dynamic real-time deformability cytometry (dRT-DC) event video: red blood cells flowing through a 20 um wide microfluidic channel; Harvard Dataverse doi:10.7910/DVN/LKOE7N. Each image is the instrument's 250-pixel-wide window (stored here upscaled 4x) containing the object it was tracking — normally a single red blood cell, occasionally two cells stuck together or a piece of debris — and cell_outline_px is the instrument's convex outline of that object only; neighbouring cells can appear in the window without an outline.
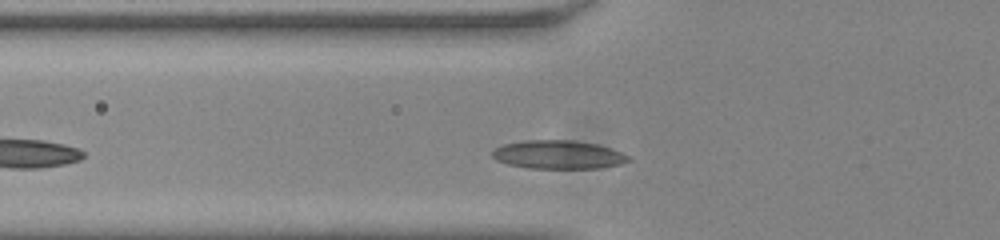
{"species": "common noctule bat (a hibernating species)", "species_latin": "Nyctalus noctula", "temperature_condition": "room temperature", "stored_images_in_passage": 32, "camera_frame_rate_fps": 3000, "um_per_image_px": 0.085, "animal": {"sex": "male", "body_mass_g": 20.0, "forearm_length_mm": 53.3}, "frame": {"image": 1, "passage_image": 6, "time_ms": 1.667, "image_size_px": [1000, 240], "cell_outline_px": [[632, 160], [624, 164], [600, 168], [528, 168], [508, 164], [496, 160], [492, 156], [492, 152], [496, 148], [504, 144], [524, 140], [572, 140], [596, 144], [612, 148], [628, 156]], "centroid_in_image_um": [47.48, 13.15], "position_along_channel_um": 78.3, "area_um2": 22.66}}
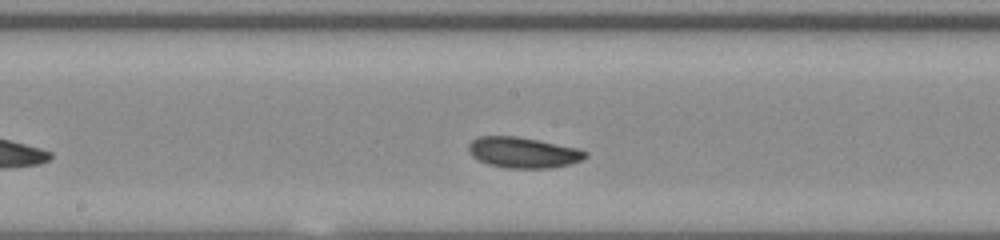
{"frame": {"image": 2, "passage_image": 16, "time_ms": 5.0, "image_size_px": [1000, 240], "cell_outline_px": [[588, 156], [580, 160], [568, 164], [552, 168], [504, 168], [488, 164], [472, 156], [468, 152], [468, 144], [472, 140], [480, 136], [516, 136], [576, 148], [588, 152]], "centroid_in_image_um": [44.43, 12.97], "position_along_channel_um": 203.8, "area_um2": 20.75}}
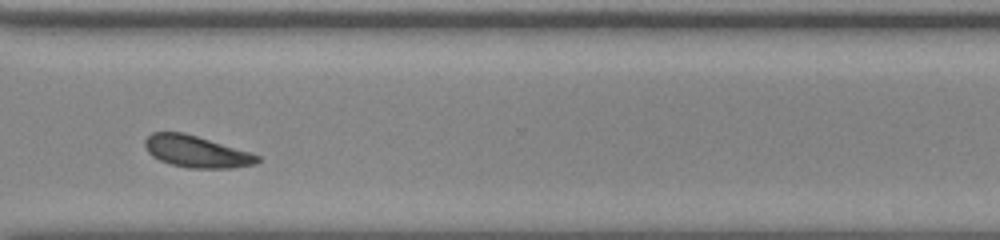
{"frame": {"image": 3, "passage_image": 28, "time_ms": 9.0, "image_size_px": [1000, 240], "cell_outline_px": [[260, 160], [256, 164], [232, 168], [188, 168], [172, 164], [160, 160], [152, 156], [148, 152], [144, 144], [144, 140], [152, 132], [184, 132], [248, 152], [260, 156]], "centroid_in_image_um": [16.67, 12.89], "position_along_channel_um": 353.9, "area_um2": 20.58}, "authors_computed_cell_mechanics": {"area_um2": 20.7502, "velocity_mm_per_s": 3.7533, "shape_relaxation_time_tau1_ms": 3.9512, "shape_relaxation_time_tau2_ms": 8.1307, "deformation_change_tau1": 0.1024, "deformation_change_tau2": 0.1057}}